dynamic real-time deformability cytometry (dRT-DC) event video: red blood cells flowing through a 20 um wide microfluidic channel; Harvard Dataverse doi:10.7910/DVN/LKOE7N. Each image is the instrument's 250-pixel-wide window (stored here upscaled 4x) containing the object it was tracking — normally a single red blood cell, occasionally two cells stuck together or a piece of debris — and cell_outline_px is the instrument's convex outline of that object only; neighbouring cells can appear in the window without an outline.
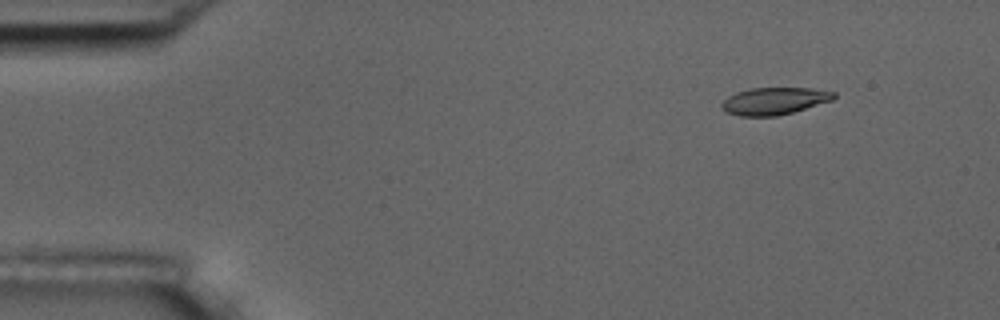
{"species": "common noctule bat (a hibernating species)", "species_latin": "Nyctalus noctula", "temperature_condition": "room temperature", "stored_images_in_passage": 51, "camera_frame_rate_fps": 3000, "um_per_image_px": 0.085, "animal": {"sex": "male", "body_mass_g": 17.5, "forearm_length_mm": 52.3}, "frame": {"image": 1, "passage_image": 2, "time_ms": 0.333, "image_size_px": [1000, 320], "cell_outline_px": [[836, 96], [832, 100], [792, 112], [776, 116], [740, 116], [728, 112], [720, 108], [720, 104], [728, 96], [736, 92], [752, 88], [808, 88], [836, 92]], "centroid_in_image_um": [65.79, 8.58], "position_along_channel_um": 19.2, "area_um2": 17.63}}
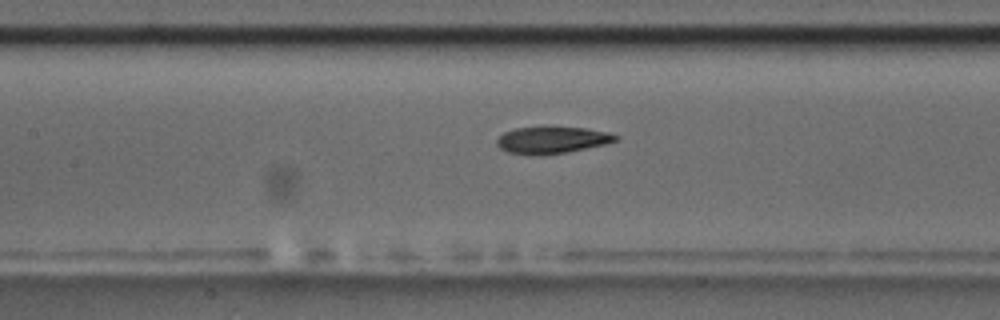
{"frame": {"image": 2, "passage_image": 21, "time_ms": 6.667, "image_size_px": [1000, 320], "cell_outline_px": [[620, 136], [616, 140], [604, 144], [568, 152], [540, 156], [532, 156], [508, 152], [500, 148], [496, 144], [496, 140], [504, 132], [516, 128], [544, 124], [584, 128], [608, 132]], "centroid_in_image_um": [46.87, 11.87], "position_along_channel_um": 160.5, "area_um2": 19.36}}
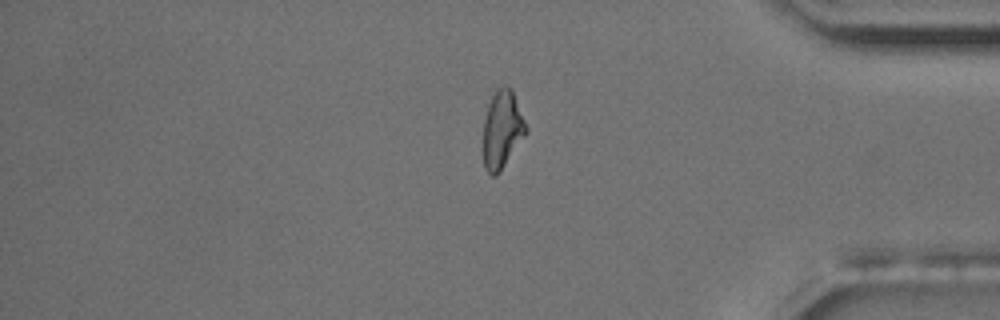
{"frame": {"image": 3, "passage_image": 42, "time_ms": 13.667, "image_size_px": [1000, 320], "cell_outline_px": [[528, 132], [500, 172], [496, 176], [492, 176], [484, 168], [484, 120], [488, 104], [496, 88], [504, 84], [512, 88], [528, 128]], "centroid_in_image_um": [42.7, 10.99], "position_along_channel_um": 392.5, "area_um2": 19.59}, "authors_computed_cell_mechanics": {"area_um2": 19.3052, "velocity_mm_per_s": 3.6661, "shape_relaxation_time_tau1_ms": 5.2434, "shape_relaxation_time_tau2_ms": 3.0874, "deformation_change_tau1": 0.1764, "deformation_change_tau2": 0.0995}}